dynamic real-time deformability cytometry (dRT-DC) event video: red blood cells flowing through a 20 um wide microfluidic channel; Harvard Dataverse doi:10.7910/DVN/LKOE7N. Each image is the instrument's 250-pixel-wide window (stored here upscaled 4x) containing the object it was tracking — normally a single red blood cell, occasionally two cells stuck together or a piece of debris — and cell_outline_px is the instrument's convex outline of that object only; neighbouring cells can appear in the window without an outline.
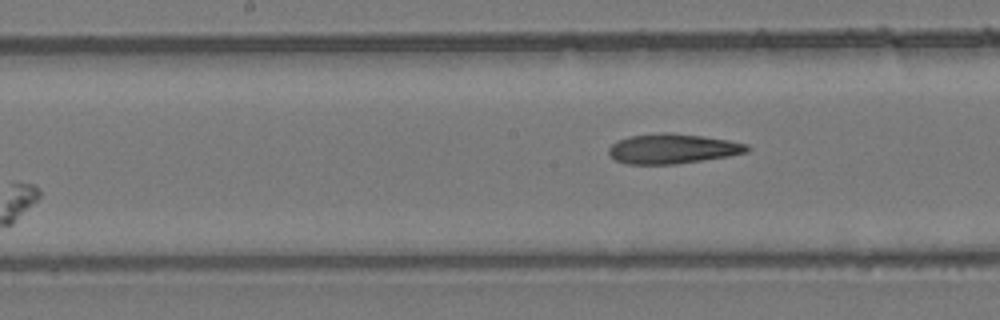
{"species": "common noctule bat (a hibernating species)", "species_latin": "Nyctalus noctula", "temperature_condition": "room temperature", "stored_images_in_passage": 7, "camera_frame_rate_fps": 3000, "um_per_image_px": 0.085, "animal": {"sex": "female", "body_mass_g": 24.6, "forearm_length_mm": 56.2}, "frame": {"image": 1, "passage_image": 7, "time_ms": 2.0, "image_size_px": [1000, 320], "cell_outline_px": [[752, 148], [748, 152], [728, 156], [676, 164], [628, 164], [616, 160], [608, 152], [608, 148], [616, 140], [628, 136], [660, 132], [668, 132], [700, 136], [728, 140], [748, 144]], "centroid_in_image_um": [57.16, 12.63], "position_along_channel_um": 191.0, "area_um2": 24.1}}